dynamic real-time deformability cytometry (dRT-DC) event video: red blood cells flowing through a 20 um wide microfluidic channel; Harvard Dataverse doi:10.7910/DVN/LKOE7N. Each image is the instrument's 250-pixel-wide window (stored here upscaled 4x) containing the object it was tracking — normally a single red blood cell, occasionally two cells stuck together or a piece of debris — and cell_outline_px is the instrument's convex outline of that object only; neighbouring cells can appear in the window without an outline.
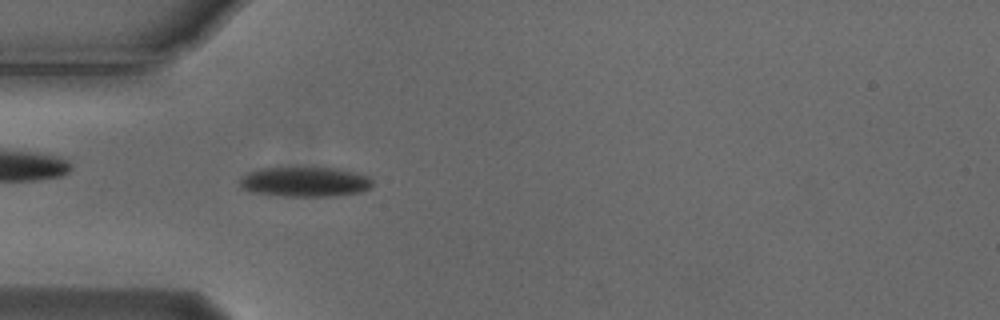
{"species": "Egyptian fruit bat (a non-hibernating species)", "species_latin": "Rousettus aegyptiacus", "temperature_condition": "cold", "stored_images_in_passage": 54, "camera_frame_rate_fps": 3000, "um_per_image_px": 0.085, "animal": {"sex": "male"}, "frame": {"image": 1, "passage_image": 16, "time_ms": 5.0, "image_size_px": [1000, 320], "cell_outline_px": [[372, 184], [368, 188], [360, 192], [332, 196], [284, 196], [252, 192], [244, 188], [240, 184], [240, 180], [248, 172], [260, 168], [336, 168], [368, 176], [372, 180]], "centroid_in_image_um": [25.91, 15.46], "position_along_channel_um": 59.1, "area_um2": 22.72}}
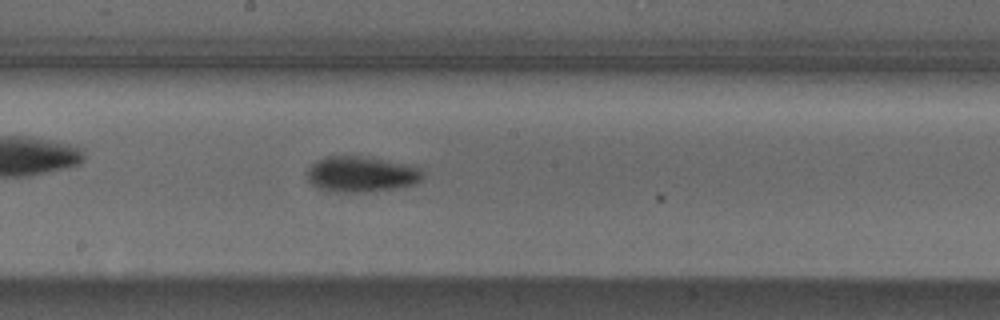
{"frame": {"image": 2, "passage_image": 29, "time_ms": 9.333, "image_size_px": [1000, 320], "cell_outline_px": [[424, 176], [416, 184], [396, 188], [364, 192], [332, 192], [320, 188], [312, 184], [308, 180], [308, 168], [316, 160], [328, 156], [360, 156], [412, 164], [420, 168], [424, 172]], "centroid_in_image_um": [30.75, 14.8], "position_along_channel_um": 217.5, "area_um2": 24.22}}
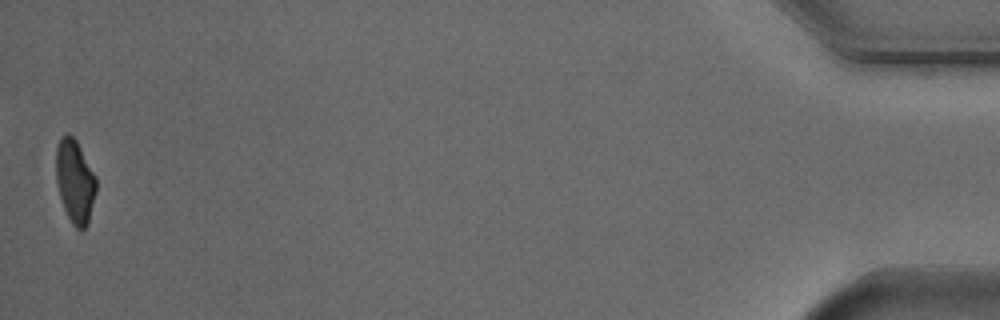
{"frame": {"image": 3, "passage_image": 54, "time_ms": 17.667, "image_size_px": [1000, 320], "cell_outline_px": [[96, 192], [88, 224], [80, 232], [72, 224], [64, 208], [60, 196], [56, 180], [56, 144], [60, 136], [68, 132], [76, 140], [96, 176]], "centroid_in_image_um": [6.37, 15.39], "position_along_channel_um": 428.8, "area_um2": 19.65}, "authors_computed_cell_mechanics": {"area_um2": 21.2126, "velocity_mm_per_s": 3.7295, "shape_relaxation_time_tau1_ms": 2.2964, "shape_relaxation_time_tau2_ms": null, "deformation_change_tau1": 0.1145, "deformation_change_tau2": null}}